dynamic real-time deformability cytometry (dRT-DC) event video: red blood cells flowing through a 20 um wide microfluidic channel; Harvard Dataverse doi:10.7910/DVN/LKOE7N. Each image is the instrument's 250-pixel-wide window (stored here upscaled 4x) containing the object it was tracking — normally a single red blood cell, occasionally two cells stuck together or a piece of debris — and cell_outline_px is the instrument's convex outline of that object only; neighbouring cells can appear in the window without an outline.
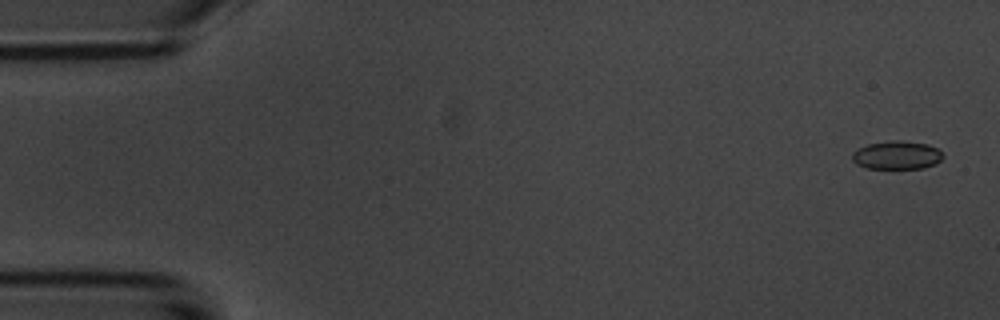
{"species": "common noctule bat (a hibernating species)", "species_latin": "Nyctalus noctula", "temperature_condition": "room temperature", "stored_images_in_passage": 5, "camera_frame_rate_fps": 3000, "um_per_image_px": 0.085, "animal": {"sex": "male", "body_mass_g": 20.1, "forearm_length_mm": 53.5}, "frame": {"image": 1, "passage_image": 1, "time_ms": 0.0, "image_size_px": [1000, 320], "cell_outline_px": [[944, 156], [936, 164], [924, 168], [868, 168], [856, 164], [852, 160], [852, 152], [868, 144], [892, 140], [900, 140], [928, 144], [936, 148]], "centroid_in_image_um": [76.23, 13.19], "position_along_channel_um": 8.8, "area_um2": 14.91}}
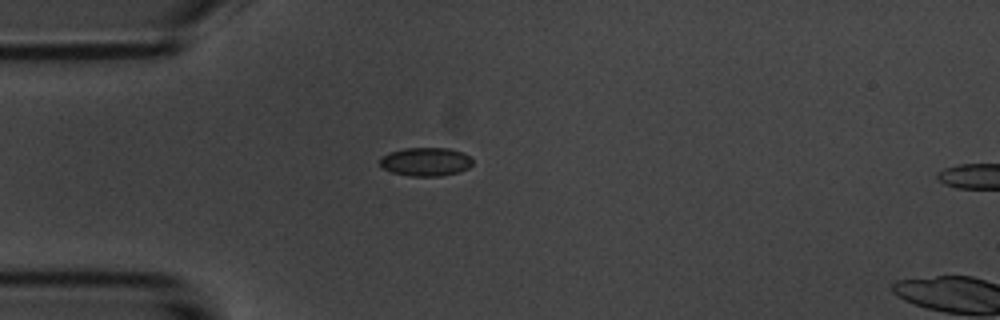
{"frame": {"image": 2, "passage_image": 4, "time_ms": 4.333, "image_size_px": [1000, 320], "cell_outline_px": [[472, 164], [468, 168], [456, 172], [440, 176], [408, 176], [392, 172], [384, 168], [380, 164], [380, 156], [388, 152], [404, 148], [448, 148], [464, 152], [472, 160]], "centroid_in_image_um": [36.16, 13.73], "position_along_channel_um": 48.8, "area_um2": 15.43}}